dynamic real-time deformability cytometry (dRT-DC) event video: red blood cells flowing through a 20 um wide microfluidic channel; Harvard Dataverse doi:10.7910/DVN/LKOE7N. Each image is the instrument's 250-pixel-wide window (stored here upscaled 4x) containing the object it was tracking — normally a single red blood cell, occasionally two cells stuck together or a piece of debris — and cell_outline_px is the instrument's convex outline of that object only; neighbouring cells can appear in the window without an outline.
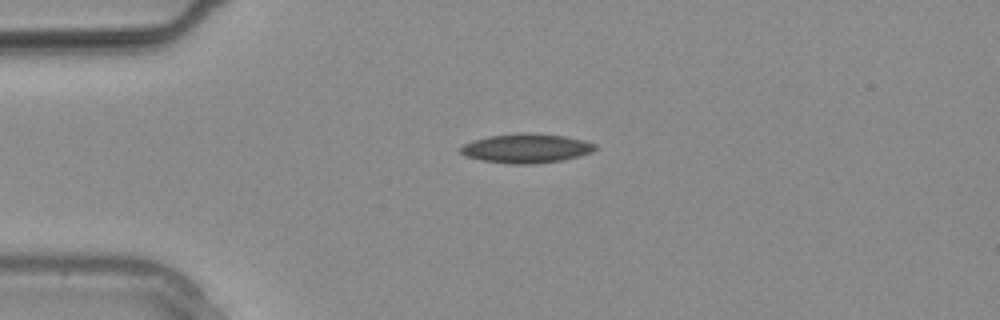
{"species": "common noctule bat (a hibernating species)", "species_latin": "Nyctalus noctula", "temperature_condition": "warm", "stored_images_in_passage": 8, "camera_frame_rate_fps": 3000, "um_per_image_px": 0.085, "animal": {"sex": "male", "body_mass_g": 20.4}, "frame": {"image": 1, "passage_image": 1, "time_ms": 0.0, "image_size_px": [1000, 320], "cell_outline_px": [[596, 148], [592, 152], [580, 156], [560, 160], [536, 164], [512, 164], [480, 160], [468, 156], [460, 152], [460, 148], [464, 144], [472, 140], [488, 136], [520, 132], [564, 136], [584, 140], [596, 144]], "centroid_in_image_um": [44.73, 12.6], "position_along_channel_um": 40.3, "area_um2": 22.89}}
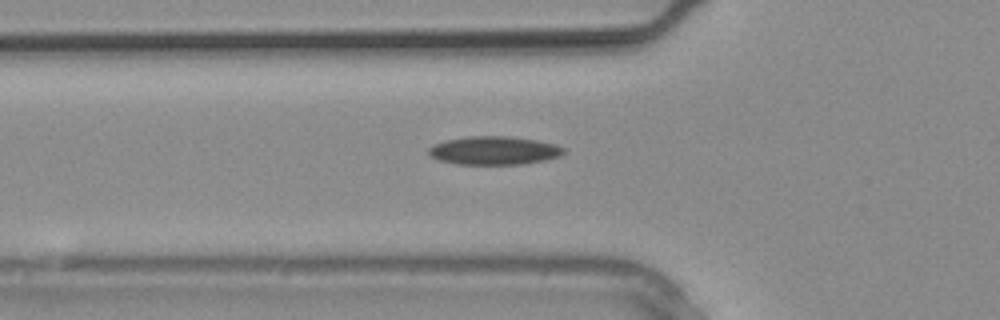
{"frame": {"image": 2, "passage_image": 4, "time_ms": 1.0, "image_size_px": [1000, 320], "cell_outline_px": [[564, 152], [560, 156], [544, 160], [520, 164], [456, 164], [440, 160], [428, 156], [428, 148], [432, 144], [448, 140], [468, 136], [508, 136], [536, 140], [556, 144], [564, 148]], "centroid_in_image_um": [41.96, 12.79], "position_along_channel_um": 83.8, "area_um2": 22.31}}